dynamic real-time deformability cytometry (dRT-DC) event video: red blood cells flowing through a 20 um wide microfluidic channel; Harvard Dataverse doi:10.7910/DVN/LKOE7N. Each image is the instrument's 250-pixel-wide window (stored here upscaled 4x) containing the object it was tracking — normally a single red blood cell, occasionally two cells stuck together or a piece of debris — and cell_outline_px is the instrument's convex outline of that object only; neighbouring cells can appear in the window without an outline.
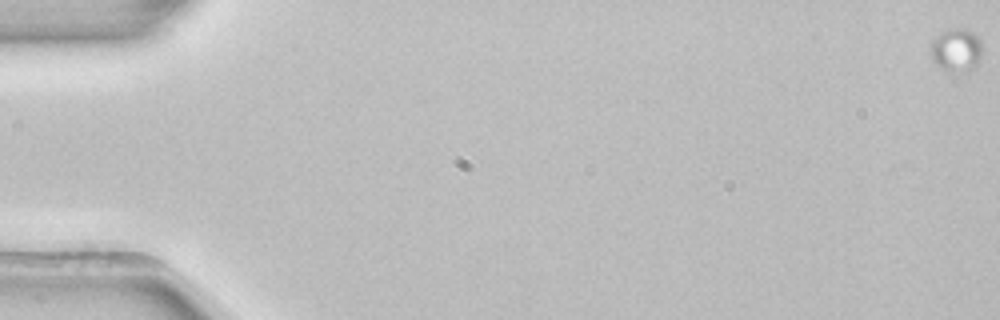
{"species": "common noctule bat (a hibernating species)", "species_latin": "Nyctalus noctula", "temperature_condition": "room temperature", "stored_images_in_passage": 16, "camera_frame_rate_fps": 3000, "um_per_image_px": 0.085, "animal": {"sex": "female", "body_mass_g": 22.7, "forearm_length_mm": 54.2}, "frame": {"image": 1, "passage_image": 1, "time_ms": 0.0, "image_size_px": [1000, 320], "cell_outline_px": [[980, 60], [968, 72], [944, 68], [936, 64], [932, 60], [932, 40], [936, 36], [948, 28], [964, 28], [972, 32], [980, 40]], "centroid_in_image_um": [81.29, 4.21], "position_along_channel_um": 3.7, "area_um2": 12.54}}